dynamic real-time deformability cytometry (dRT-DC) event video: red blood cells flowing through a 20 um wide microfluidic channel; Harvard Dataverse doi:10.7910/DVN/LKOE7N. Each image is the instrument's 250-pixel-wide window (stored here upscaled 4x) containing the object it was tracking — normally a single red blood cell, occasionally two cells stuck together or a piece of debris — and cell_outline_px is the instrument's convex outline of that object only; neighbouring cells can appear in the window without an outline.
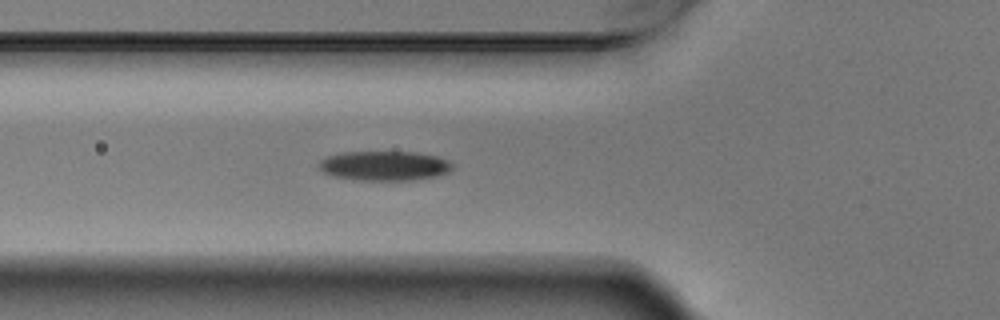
{"species": "Egyptian fruit bat (a non-hibernating species)", "species_latin": "Rousettus aegyptiacus", "temperature_condition": "warm", "stored_images_in_passage": 2, "camera_frame_rate_fps": 3000, "um_per_image_px": 0.085, "animal": {"sex": "male"}, "frame": {"image": 1, "passage_image": 2, "time_ms": 0.333, "image_size_px": [1000, 320], "cell_outline_px": [[452, 168], [448, 172], [436, 176], [416, 180], [356, 180], [332, 176], [320, 172], [316, 168], [316, 164], [320, 160], [328, 156], [344, 152], [416, 152], [436, 156], [448, 160], [452, 164]], "centroid_in_image_um": [32.61, 14.1], "position_along_channel_um": 93.2, "area_um2": 23.29}}